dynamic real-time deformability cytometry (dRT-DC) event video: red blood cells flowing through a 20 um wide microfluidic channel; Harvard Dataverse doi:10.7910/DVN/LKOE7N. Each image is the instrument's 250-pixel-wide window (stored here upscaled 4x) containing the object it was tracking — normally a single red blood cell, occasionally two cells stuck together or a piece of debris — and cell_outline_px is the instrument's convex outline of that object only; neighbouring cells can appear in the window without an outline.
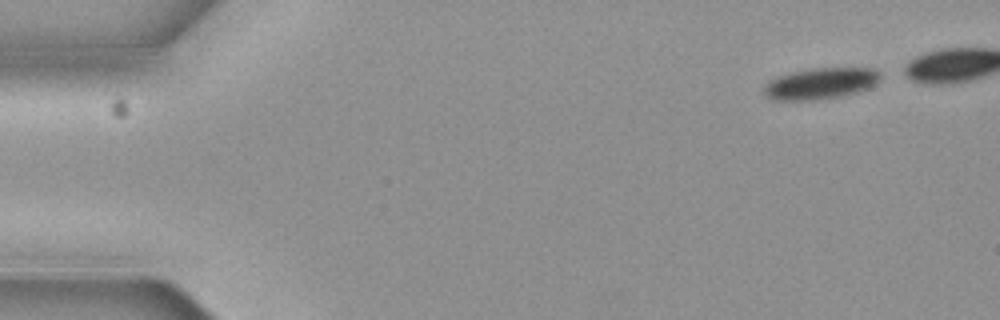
{"species": "common noctule bat (a hibernating species)", "species_latin": "Nyctalus noctula", "temperature_condition": "cold", "stored_images_in_passage": 7, "camera_frame_rate_fps": 3000, "um_per_image_px": 0.085, "animal": {"sex": "female", "body_mass_g": 19.3, "forearm_length_mm": 54.1}, "frame": {"image": 1, "passage_image": 1, "time_ms": 0.0, "image_size_px": [1000, 320], "cell_outline_px": [[880, 80], [876, 84], [868, 88], [856, 92], [840, 96], [808, 100], [772, 100], [764, 92], [764, 84], [768, 80], [788, 72], [808, 68], [872, 68], [880, 72]], "centroid_in_image_um": [69.72, 7.08], "position_along_channel_um": 15.3, "area_um2": 21.27}}
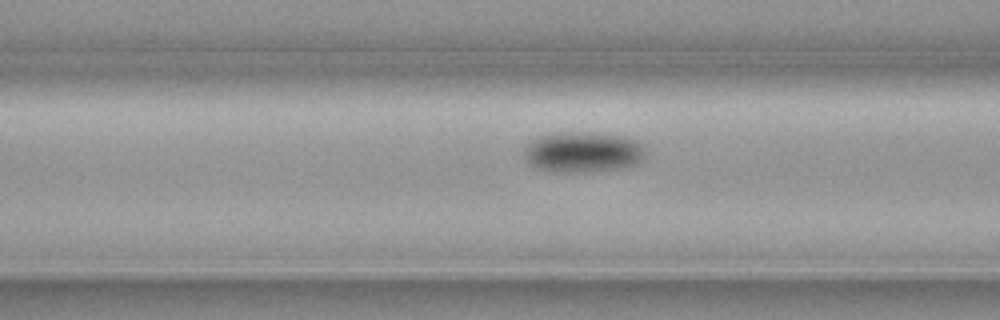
{"frame": {"image": 2, "passage_image": 7, "time_ms": 2.0, "image_size_px": [1000, 320], "cell_outline_px": [[644, 160], [636, 164], [624, 168], [584, 172], [552, 172], [540, 168], [532, 164], [524, 156], [524, 148], [532, 140], [540, 136], [560, 132], [592, 132], [624, 136], [636, 140], [644, 144]], "centroid_in_image_um": [49.6, 12.92], "position_along_channel_um": 117.0, "area_um2": 28.9}}